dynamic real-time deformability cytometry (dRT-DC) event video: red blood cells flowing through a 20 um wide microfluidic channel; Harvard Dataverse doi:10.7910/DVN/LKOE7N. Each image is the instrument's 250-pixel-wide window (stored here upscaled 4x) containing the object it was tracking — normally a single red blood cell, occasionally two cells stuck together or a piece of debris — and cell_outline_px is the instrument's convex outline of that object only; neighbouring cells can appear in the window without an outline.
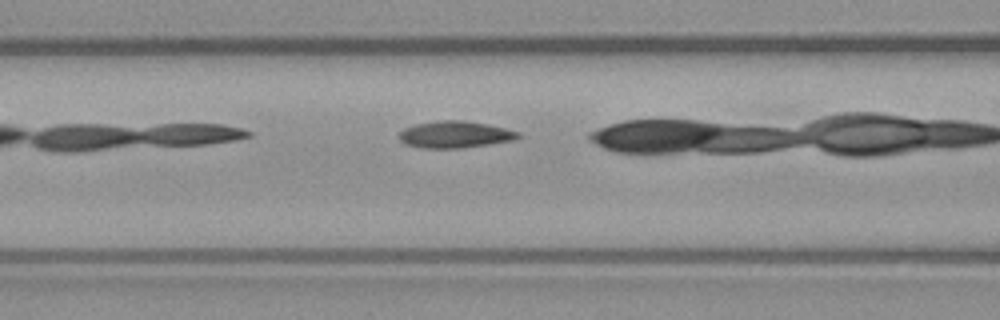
{"species": "common noctule bat (a hibernating species)", "species_latin": "Nyctalus noctula", "temperature_condition": "warm", "stored_images_in_passage": 7, "camera_frame_rate_fps": 3000, "um_per_image_px": 0.085, "animal": {"sex": "male", "body_mass_g": 23.1, "forearm_length_mm": 52.7}, "frame": {"image": 1, "passage_image": 4, "time_ms": 1.0, "image_size_px": [1000, 320], "cell_outline_px": [[520, 136], [512, 140], [488, 144], [460, 148], [424, 148], [408, 144], [400, 140], [400, 132], [404, 128], [416, 124], [444, 120], [464, 120], [504, 128], [520, 132]], "centroid_in_image_um": [38.67, 11.43], "position_along_channel_um": 127.9, "area_um2": 18.15}}